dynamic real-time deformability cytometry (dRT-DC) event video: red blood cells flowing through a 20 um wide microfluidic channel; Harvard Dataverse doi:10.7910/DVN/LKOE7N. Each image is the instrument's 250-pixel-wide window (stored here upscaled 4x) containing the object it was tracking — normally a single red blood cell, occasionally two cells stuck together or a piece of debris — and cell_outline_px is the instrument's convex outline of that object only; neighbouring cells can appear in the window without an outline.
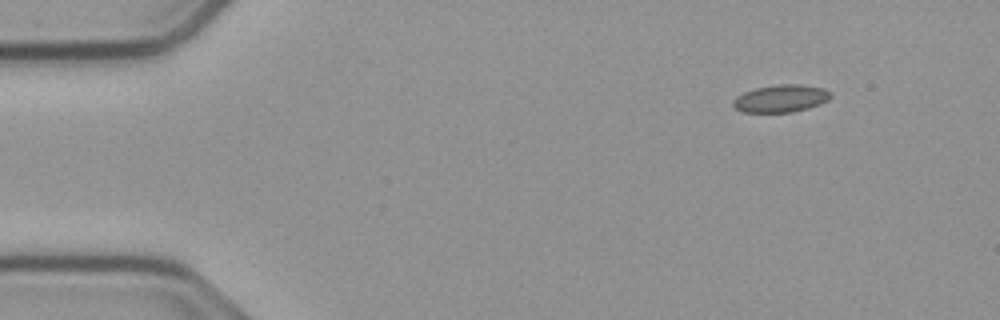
{"species": "common noctule bat (a hibernating species)", "species_latin": "Nyctalus noctula", "temperature_condition": "cold", "stored_images_in_passage": 49, "camera_frame_rate_fps": 3000, "um_per_image_px": 0.085, "animal": {"sex": "male", "body_mass_g": 23.1, "forearm_length_mm": 52.7}, "frame": {"image": 1, "passage_image": 1, "time_ms": 0.0, "image_size_px": [1000, 320], "cell_outline_px": [[832, 96], [828, 100], [820, 104], [808, 108], [792, 112], [744, 112], [736, 108], [732, 104], [732, 100], [736, 96], [744, 92], [756, 88], [780, 84], [796, 84], [824, 88], [832, 92]], "centroid_in_image_um": [66.39, 8.37], "position_along_channel_um": 18.6, "area_um2": 15.61}}
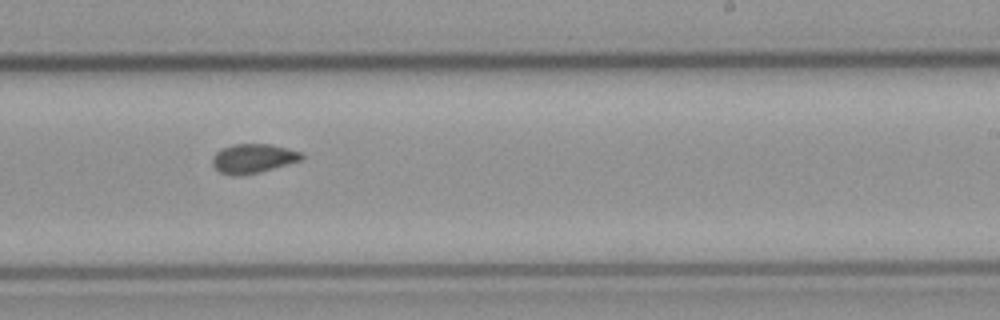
{"frame": {"image": 2, "passage_image": 28, "time_ms": 9.0, "image_size_px": [1000, 320], "cell_outline_px": [[304, 156], [300, 160], [272, 168], [256, 172], [232, 176], [220, 172], [212, 164], [212, 156], [220, 148], [232, 144], [272, 144], [288, 148], [300, 152]], "centroid_in_image_um": [21.46, 13.44], "position_along_channel_um": 267.5, "area_um2": 14.97}}
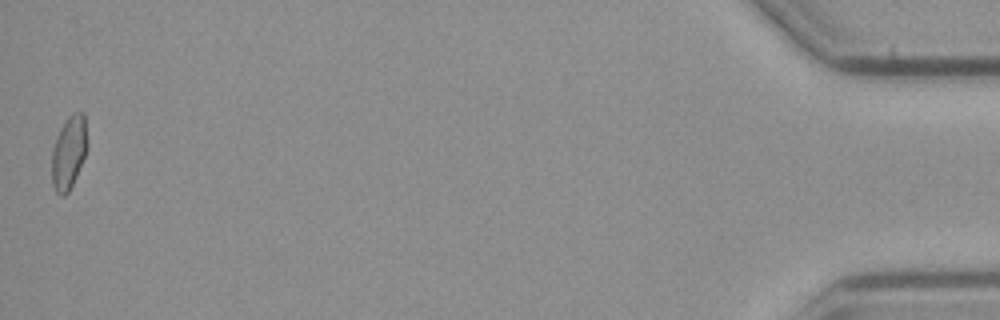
{"frame": {"image": 3, "passage_image": 49, "time_ms": 16.0, "image_size_px": [1000, 320], "cell_outline_px": [[84, 156], [76, 176], [68, 192], [64, 196], [60, 196], [56, 192], [52, 184], [52, 148], [56, 136], [60, 128], [68, 116], [72, 112], [84, 112]], "centroid_in_image_um": [5.78, 12.98], "position_along_channel_um": 429.4, "area_um2": 14.57}, "authors_computed_cell_mechanics": {"area_um2": 15.0858, "velocity_mm_per_s": 3.7701, "shape_relaxation_time_tau1_ms": null, "shape_relaxation_time_tau2_ms": 2.0197, "deformation_change_tau1": null, "deformation_change_tau2": 0.0569}}